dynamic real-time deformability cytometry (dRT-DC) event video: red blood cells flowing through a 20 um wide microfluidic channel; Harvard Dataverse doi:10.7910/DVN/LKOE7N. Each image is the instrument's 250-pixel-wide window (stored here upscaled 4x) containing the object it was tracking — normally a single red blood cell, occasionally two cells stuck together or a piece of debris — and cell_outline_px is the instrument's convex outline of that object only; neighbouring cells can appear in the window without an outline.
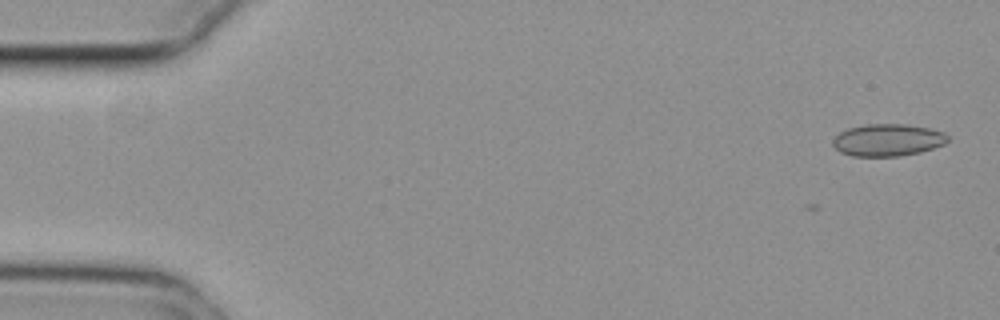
{"species": "common noctule bat (a hibernating species)", "species_latin": "Nyctalus noctula", "temperature_condition": "cold", "stored_images_in_passage": 2, "camera_frame_rate_fps": 3000, "um_per_image_px": 0.085, "animal": {"sex": "female", "body_mass_g": 29.2, "forearm_length_mm": 56.3}, "frame": {"image": 1, "passage_image": 2, "time_ms": 0.333, "image_size_px": [1000, 320], "cell_outline_px": [[948, 140], [944, 144], [920, 152], [900, 156], [852, 156], [840, 152], [832, 144], [832, 140], [840, 132], [848, 128], [864, 124], [904, 124], [928, 128], [944, 132], [948, 136]], "centroid_in_image_um": [75.44, 11.9], "position_along_channel_um": 9.6, "area_um2": 21.5}}